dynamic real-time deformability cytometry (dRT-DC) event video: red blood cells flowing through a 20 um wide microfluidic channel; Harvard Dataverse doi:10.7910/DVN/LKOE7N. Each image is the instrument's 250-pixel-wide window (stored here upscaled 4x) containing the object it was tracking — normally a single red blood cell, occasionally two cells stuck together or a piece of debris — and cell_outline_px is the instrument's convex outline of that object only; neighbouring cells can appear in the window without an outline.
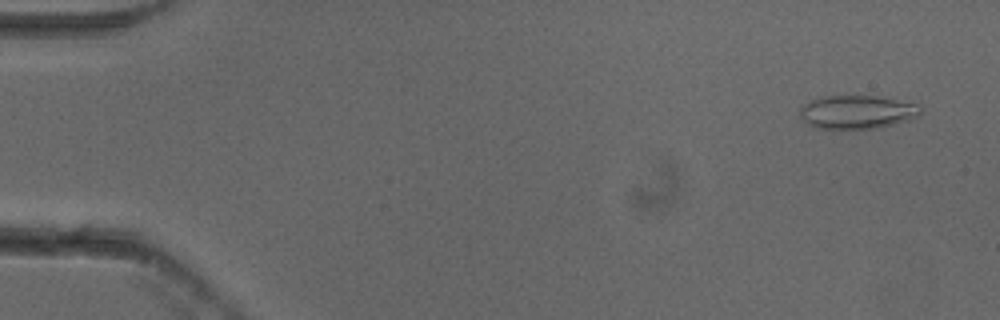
{"species": "common noctule bat (a hibernating species)", "species_latin": "Nyctalus noctula", "temperature_condition": "cold", "stored_images_in_passage": 53, "camera_frame_rate_fps": 3000, "um_per_image_px": 0.085, "animal": {"sex": "female"}, "frame": {"image": 1, "passage_image": 3, "time_ms": 0.667, "image_size_px": [1000, 320], "cell_outline_px": [[924, 108], [920, 116], [908, 120], [876, 128], [812, 128], [800, 116], [800, 108], [804, 104], [812, 100], [824, 96], [880, 96], [916, 104]], "centroid_in_image_um": [72.88, 9.52], "position_along_channel_um": 12.1, "area_um2": 23.47}}
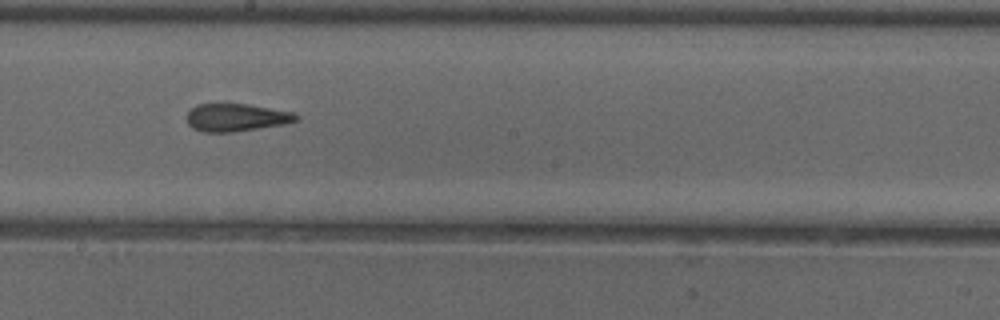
{"frame": {"image": 2, "passage_image": 30, "time_ms": 9.667, "image_size_px": [1000, 320], "cell_outline_px": [[300, 120], [284, 124], [232, 132], [200, 132], [192, 128], [188, 124], [188, 112], [196, 104], [248, 104], [292, 112], [300, 116]], "centroid_in_image_um": [20.09, 9.99], "position_along_channel_um": 228.1, "area_um2": 17.63}}
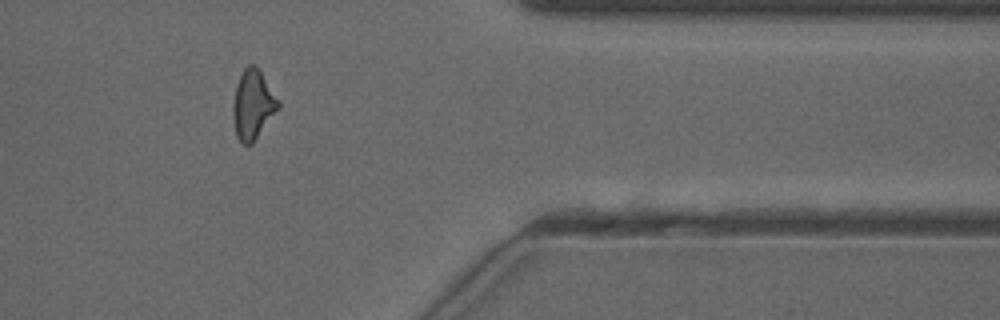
{"frame": {"image": 3, "passage_image": 44, "time_ms": 14.333, "image_size_px": [1000, 320], "cell_outline_px": [[280, 108], [252, 144], [244, 144], [236, 136], [232, 116], [232, 104], [236, 84], [244, 68], [248, 64], [256, 64], [260, 68], [280, 100]], "centroid_in_image_um": [21.51, 8.85], "position_along_channel_um": 389.9, "area_um2": 18.79}, "authors_computed_cell_mechanics": {"area_um2": 18.207, "velocity_mm_per_s": 3.8655, "shape_relaxation_time_tau1_ms": null, "shape_relaxation_time_tau2_ms": 2.5552, "deformation_change_tau1": null, "deformation_change_tau2": 0.124}}